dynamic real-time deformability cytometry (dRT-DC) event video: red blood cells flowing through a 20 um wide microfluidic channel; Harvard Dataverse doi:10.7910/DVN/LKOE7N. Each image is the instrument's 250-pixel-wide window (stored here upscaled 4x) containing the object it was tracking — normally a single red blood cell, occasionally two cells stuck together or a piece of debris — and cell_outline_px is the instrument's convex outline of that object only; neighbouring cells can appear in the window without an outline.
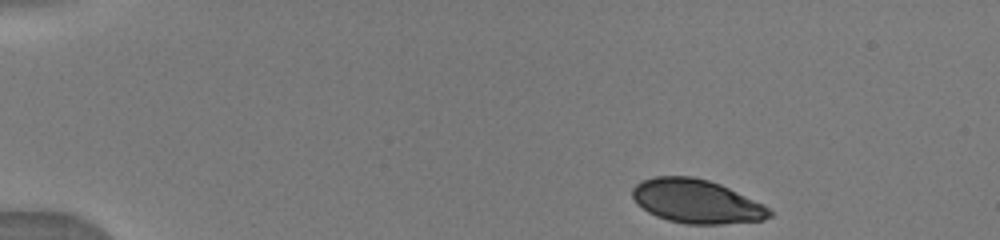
{"species": "human", "species_latin": "Homo sapiens", "temperature_condition": "warm", "stored_images_in_passage": 37, "camera_frame_rate_fps": 3000, "um_per_image_px": 0.085, "donor": {"sex": "male"}, "frame": {"image": 1, "passage_image": 1, "time_ms": 0.0, "image_size_px": [1000, 240], "cell_outline_px": [[772, 216], [764, 220], [724, 224], [684, 224], [668, 220], [656, 216], [648, 212], [636, 204], [632, 196], [632, 188], [636, 184], [644, 180], [656, 176], [692, 176], [708, 180], [720, 184], [764, 204], [772, 212]], "centroid_in_image_um": [59.2, 17.12], "position_along_channel_um": 25.8, "area_um2": 35.08}}
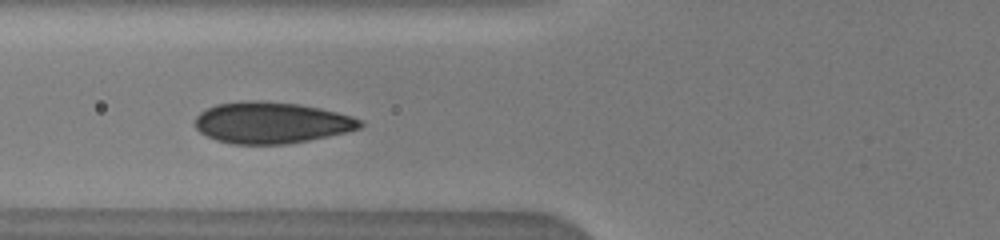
{"frame": {"image": 2, "passage_image": 14, "time_ms": 4.333, "image_size_px": [1000, 240], "cell_outline_px": [[364, 124], [360, 128], [328, 136], [288, 144], [232, 144], [216, 140], [200, 132], [192, 124], [196, 116], [200, 112], [216, 104], [248, 100], [260, 100], [300, 104], [320, 108], [352, 116], [364, 120]], "centroid_in_image_um": [23.05, 10.42], "position_along_channel_um": 102.8, "area_um2": 40.0}}
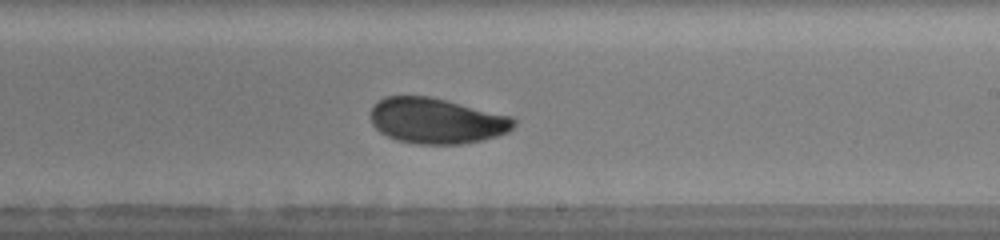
{"frame": {"image": 3, "passage_image": 25, "time_ms": 8.0, "image_size_px": [1000, 240], "cell_outline_px": [[516, 124], [508, 132], [496, 136], [480, 140], [460, 144], [416, 144], [396, 140], [380, 132], [372, 124], [372, 104], [384, 96], [428, 96], [448, 100], [516, 116]], "centroid_in_image_um": [37.14, 10.25], "position_along_channel_um": 251.9, "area_um2": 38.49}}